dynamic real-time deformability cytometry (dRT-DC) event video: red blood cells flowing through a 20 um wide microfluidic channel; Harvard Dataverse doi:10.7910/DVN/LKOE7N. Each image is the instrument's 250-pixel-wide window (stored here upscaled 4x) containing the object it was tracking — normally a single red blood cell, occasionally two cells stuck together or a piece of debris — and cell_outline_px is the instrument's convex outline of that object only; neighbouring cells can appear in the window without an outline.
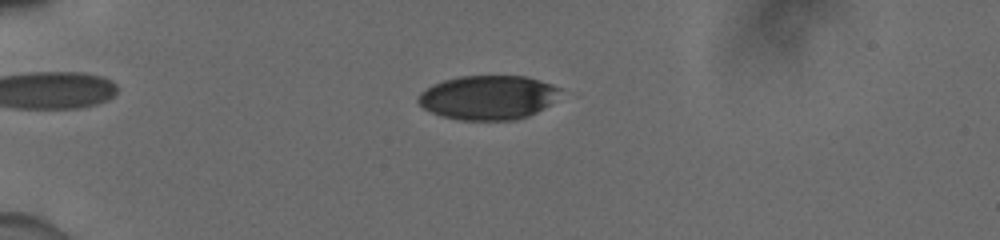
{"species": "human", "species_latin": "Homo sapiens", "temperature_condition": "cold", "stored_images_in_passage": 46, "camera_frame_rate_fps": 3000, "um_per_image_px": 0.085, "donor": {"sex": "male"}, "frame": {"image": 1, "passage_image": 6, "time_ms": 1.667, "image_size_px": [1000, 240], "cell_outline_px": [[544, 84], [540, 104], [536, 108], [528, 112], [516, 116], [456, 116], [440, 112], [424, 104], [424, 96], [432, 88], [440, 84], [456, 80], [480, 76], [508, 76], [532, 80]], "centroid_in_image_um": [41.29, 8.21], "position_along_channel_um": 43.7, "area_um2": 28.67}}
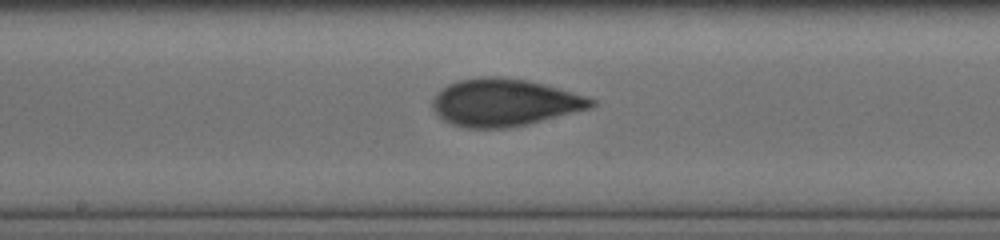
{"frame": {"image": 2, "passage_image": 22, "time_ms": 7.0, "image_size_px": [1000, 240], "cell_outline_px": [[588, 104], [520, 120], [488, 124], [460, 120], [452, 116], [444, 108], [444, 96], [452, 88], [464, 84], [524, 84], [556, 92], [584, 100]], "centroid_in_image_um": [42.89, 8.71], "position_along_channel_um": 205.3, "area_um2": 29.3}}
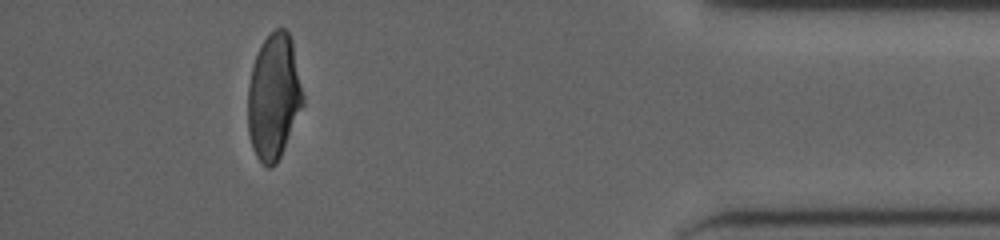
{"frame": {"image": 3, "passage_image": 41, "time_ms": 13.333, "image_size_px": [1000, 240], "cell_outline_px": [[300, 100], [280, 152], [276, 160], [272, 164], [268, 164], [260, 156], [252, 140], [252, 76], [256, 60], [264, 44], [276, 32], [284, 32], [288, 36], [300, 92]], "centroid_in_image_um": [23.26, 8.2], "position_along_channel_um": 411.9, "area_um2": 33.29}, "authors_computed_cell_mechanics": {"area_um2": 29.5358, "velocity_mm_per_s": 3.9289, "shape_relaxation_time_tau1_ms": 9.5085, "shape_relaxation_time_tau2_ms": 1.2086, "deformation_change_tau1": 0.2875, "deformation_change_tau2": 0.0805}}